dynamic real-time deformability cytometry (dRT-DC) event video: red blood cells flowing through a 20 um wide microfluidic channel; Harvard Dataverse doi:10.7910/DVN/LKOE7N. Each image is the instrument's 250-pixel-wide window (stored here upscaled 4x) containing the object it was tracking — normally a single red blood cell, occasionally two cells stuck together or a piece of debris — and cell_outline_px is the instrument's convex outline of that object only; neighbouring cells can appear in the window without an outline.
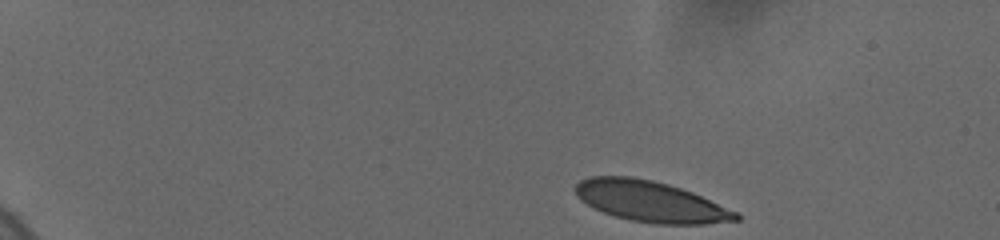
{"species": "human", "species_latin": "Homo sapiens", "temperature_condition": "cold", "stored_images_in_passage": 48, "camera_frame_rate_fps": 3000, "um_per_image_px": 0.085, "donor": {"sex": "female"}, "frame": {"image": 1, "passage_image": 1, "time_ms": 0.0, "image_size_px": [1000, 240], "cell_outline_px": [[740, 220], [704, 224], [656, 224], [632, 220], [616, 216], [604, 212], [580, 200], [576, 196], [572, 188], [580, 180], [588, 176], [632, 176], [652, 180], [668, 184], [692, 192], [740, 212]], "centroid_in_image_um": [55.3, 17.11], "position_along_channel_um": 29.7, "area_um2": 38.38}}
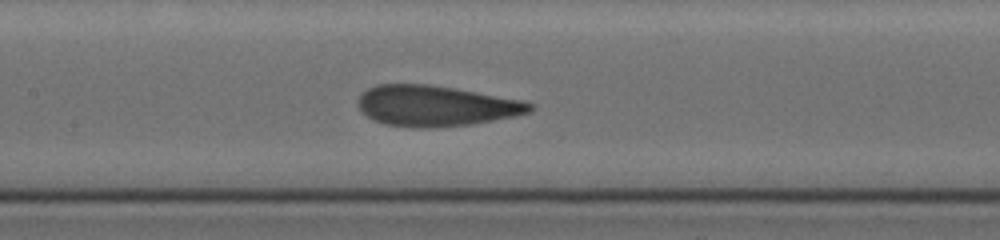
{"frame": {"image": 2, "passage_image": 27, "time_ms": 7.0, "image_size_px": [1000, 240], "cell_outline_px": [[532, 112], [472, 124], [432, 128], [412, 128], [384, 124], [372, 120], [360, 108], [360, 96], [368, 88], [376, 84], [428, 84], [524, 100], [532, 104]], "centroid_in_image_um": [37.04, 9.0], "position_along_channel_um": 170.4, "area_um2": 40.46}}
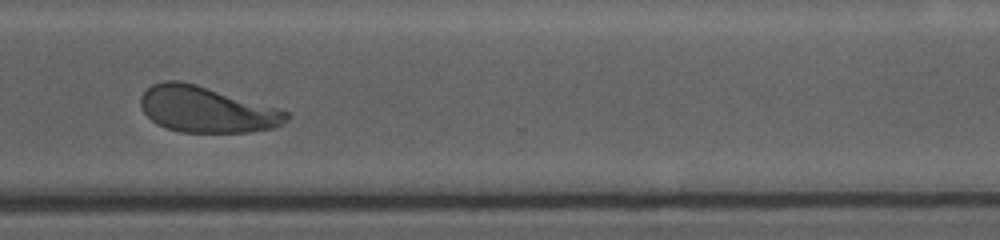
{"frame": {"image": 3, "passage_image": 47, "time_ms": 12.0, "image_size_px": [1000, 240], "cell_outline_px": [[292, 116], [284, 124], [276, 128], [248, 132], [180, 132], [156, 124], [140, 108], [140, 96], [152, 84], [164, 80], [180, 80], [196, 84], [280, 108], [288, 112]], "centroid_in_image_um": [17.59, 9.3], "position_along_channel_um": 353.0, "area_um2": 39.42}}